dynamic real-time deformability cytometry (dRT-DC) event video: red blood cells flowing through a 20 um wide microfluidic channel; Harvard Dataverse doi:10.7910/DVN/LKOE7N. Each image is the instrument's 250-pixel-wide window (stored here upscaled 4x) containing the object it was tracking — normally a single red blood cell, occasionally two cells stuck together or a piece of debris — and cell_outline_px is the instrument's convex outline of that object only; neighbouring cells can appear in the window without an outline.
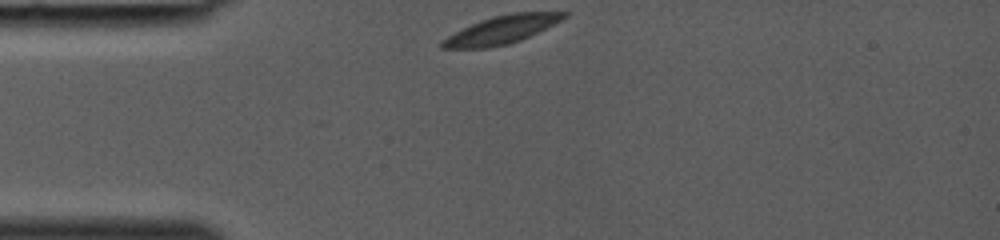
{"species": "common noctule bat (a hibernating species)", "species_latin": "Nyctalus noctula", "temperature_condition": "room temperature", "stored_images_in_passage": 25, "camera_frame_rate_fps": 3000, "um_per_image_px": 0.085, "animal": {"sex": "female", "body_mass_g": 19.0, "forearm_length_mm": 53.3}, "frame": {"image": 1, "passage_image": 1, "time_ms": 0.0, "image_size_px": [1000, 240], "cell_outline_px": [[568, 16], [520, 40], [508, 44], [488, 48], [440, 48], [440, 40], [480, 20], [492, 16], [512, 12], [568, 12]], "centroid_in_image_um": [42.6, 2.53], "position_along_channel_um": 42.4, "area_um2": 19.54}}
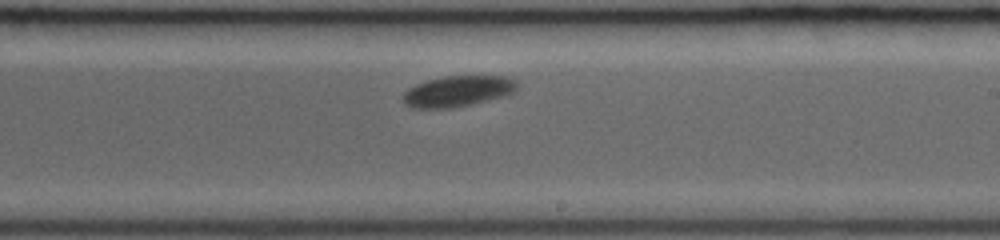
{"frame": {"image": 2, "passage_image": 15, "time_ms": 4.667, "image_size_px": [1000, 240], "cell_outline_px": [[516, 92], [508, 96], [472, 104], [452, 108], [412, 108], [404, 104], [404, 92], [408, 88], [416, 84], [428, 80], [444, 76], [504, 76], [516, 80]], "centroid_in_image_um": [38.94, 7.76], "position_along_channel_um": 250.1, "area_um2": 20.69}}
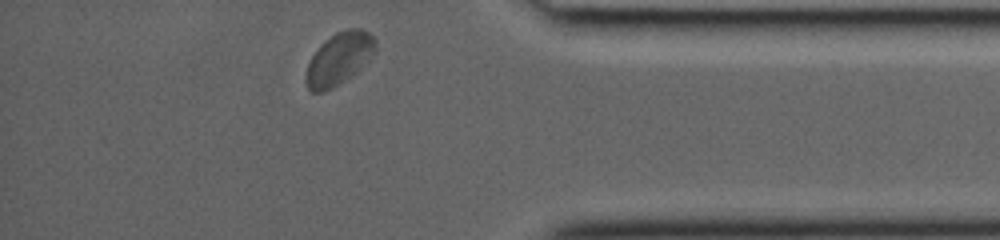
{"frame": {"image": 3, "passage_image": 25, "time_ms": 8.0, "image_size_px": [1000, 240], "cell_outline_px": [[376, 48], [368, 60], [356, 72], [332, 88], [324, 92], [312, 92], [308, 88], [308, 64], [312, 56], [320, 44], [336, 32], [348, 28], [360, 28], [368, 32], [376, 40]], "centroid_in_image_um": [28.85, 4.96], "position_along_channel_um": 406.4, "area_um2": 20.63}}